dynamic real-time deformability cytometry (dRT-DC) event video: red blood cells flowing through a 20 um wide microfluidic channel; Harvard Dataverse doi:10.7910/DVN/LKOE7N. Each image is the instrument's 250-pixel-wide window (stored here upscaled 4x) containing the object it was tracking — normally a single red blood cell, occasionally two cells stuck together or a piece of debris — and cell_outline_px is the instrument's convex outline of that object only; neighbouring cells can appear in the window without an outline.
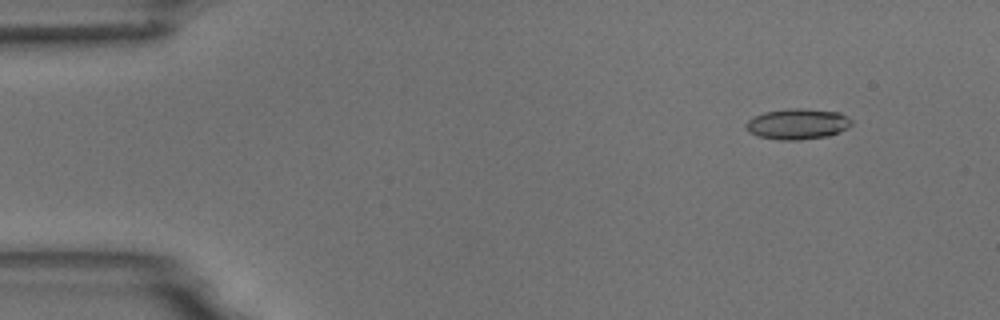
{"species": "common noctule bat (a hibernating species)", "species_latin": "Nyctalus noctula", "temperature_condition": "room temperature", "stored_images_in_passage": 4, "camera_frame_rate_fps": 3000, "um_per_image_px": 0.085, "animal": {"sex": "male", "body_mass_g": 18.8}, "frame": {"image": 1, "passage_image": 1, "time_ms": 0.0, "image_size_px": [1000, 320], "cell_outline_px": [[852, 124], [848, 128], [840, 132], [828, 136], [800, 140], [780, 140], [756, 136], [748, 132], [744, 128], [744, 124], [748, 120], [764, 112], [792, 108], [804, 108], [840, 112], [852, 120]], "centroid_in_image_um": [67.78, 10.54], "position_along_channel_um": 17.2, "area_um2": 19.13}}
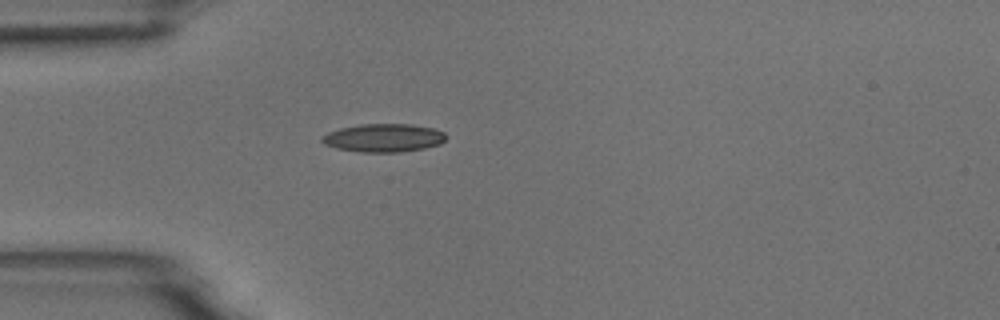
{"frame": {"image": 2, "passage_image": 4, "time_ms": 3.333, "image_size_px": [1000, 320], "cell_outline_px": [[448, 136], [440, 144], [424, 148], [400, 152], [360, 152], [336, 148], [324, 144], [320, 140], [320, 136], [328, 132], [340, 128], [360, 124], [412, 124], [432, 128], [444, 132]], "centroid_in_image_um": [32.59, 11.72], "position_along_channel_um": 52.4, "area_um2": 20.52}}